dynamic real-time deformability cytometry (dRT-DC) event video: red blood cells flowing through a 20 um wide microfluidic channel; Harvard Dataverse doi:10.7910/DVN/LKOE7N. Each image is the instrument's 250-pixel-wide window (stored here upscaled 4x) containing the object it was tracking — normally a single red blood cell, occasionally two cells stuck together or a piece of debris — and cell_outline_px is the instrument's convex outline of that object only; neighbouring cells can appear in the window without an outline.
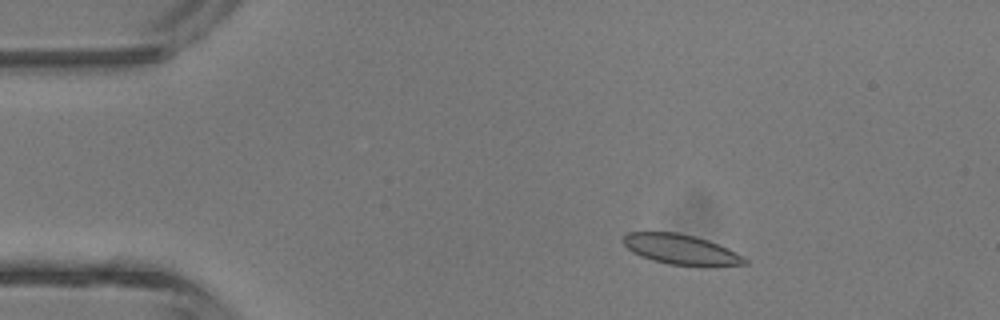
{"species": "common noctule bat (a hibernating species)", "species_latin": "Nyctalus noctula", "temperature_condition": "room temperature", "stored_images_in_passage": 5, "camera_frame_rate_fps": 3000, "um_per_image_px": 0.085, "animal": {"sex": "male", "body_mass_g": 13.3}, "frame": {"image": 1, "passage_image": 3, "time_ms": 2.0, "image_size_px": [1000, 320], "cell_outline_px": [[748, 264], [712, 268], [700, 268], [668, 264], [652, 260], [640, 256], [632, 252], [620, 240], [628, 232], [676, 232], [708, 240], [728, 248], [748, 260]], "centroid_in_image_um": [57.92, 21.25], "position_along_channel_um": 27.1, "area_um2": 21.96}}
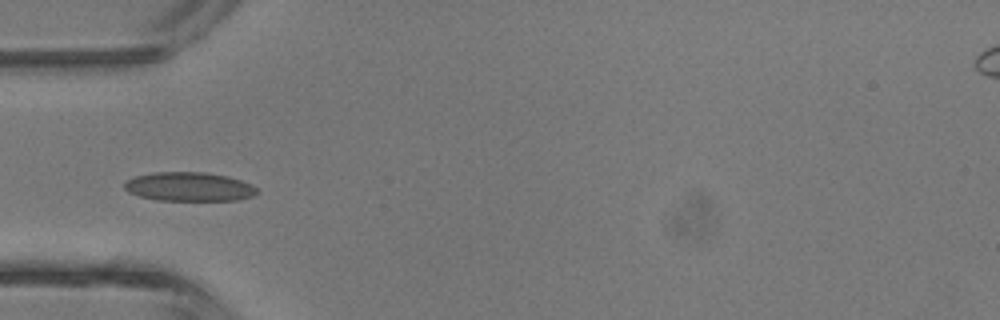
{"frame": {"image": 2, "passage_image": 5, "time_ms": 4.333, "image_size_px": [1000, 320], "cell_outline_px": [[260, 192], [252, 196], [240, 200], [156, 200], [140, 196], [128, 192], [124, 188], [124, 184], [128, 180], [136, 176], [156, 172], [208, 172], [228, 176], [252, 184]], "centroid_in_image_um": [16.11, 15.87], "position_along_channel_um": 68.9, "area_um2": 22.43}}